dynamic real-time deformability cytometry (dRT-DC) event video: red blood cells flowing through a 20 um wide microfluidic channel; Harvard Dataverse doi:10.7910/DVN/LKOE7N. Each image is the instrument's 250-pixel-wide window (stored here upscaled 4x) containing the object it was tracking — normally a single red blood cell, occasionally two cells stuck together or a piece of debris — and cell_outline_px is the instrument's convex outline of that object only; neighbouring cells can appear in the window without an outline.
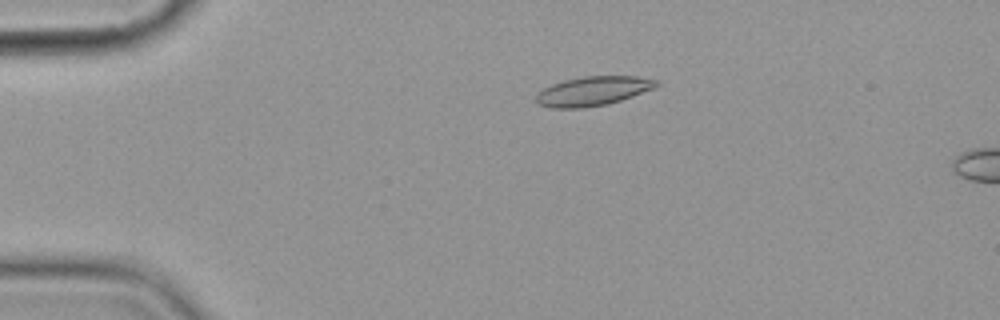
{"species": "common noctule bat (a hibernating species)", "species_latin": "Nyctalus noctula", "temperature_condition": "cold", "stored_images_in_passage": 6, "camera_frame_rate_fps": 3000, "um_per_image_px": 0.085, "animal": {"sex": "female", "body_mass_g": 19.9}, "frame": {"image": 1, "passage_image": 4, "time_ms": 3.667, "image_size_px": [1000, 320], "cell_outline_px": [[660, 84], [656, 88], [608, 104], [584, 108], [552, 108], [540, 104], [536, 100], [536, 92], [552, 84], [564, 80], [584, 76], [636, 76], [660, 80]], "centroid_in_image_um": [50.43, 7.73], "position_along_channel_um": 34.6, "area_um2": 20.63}}